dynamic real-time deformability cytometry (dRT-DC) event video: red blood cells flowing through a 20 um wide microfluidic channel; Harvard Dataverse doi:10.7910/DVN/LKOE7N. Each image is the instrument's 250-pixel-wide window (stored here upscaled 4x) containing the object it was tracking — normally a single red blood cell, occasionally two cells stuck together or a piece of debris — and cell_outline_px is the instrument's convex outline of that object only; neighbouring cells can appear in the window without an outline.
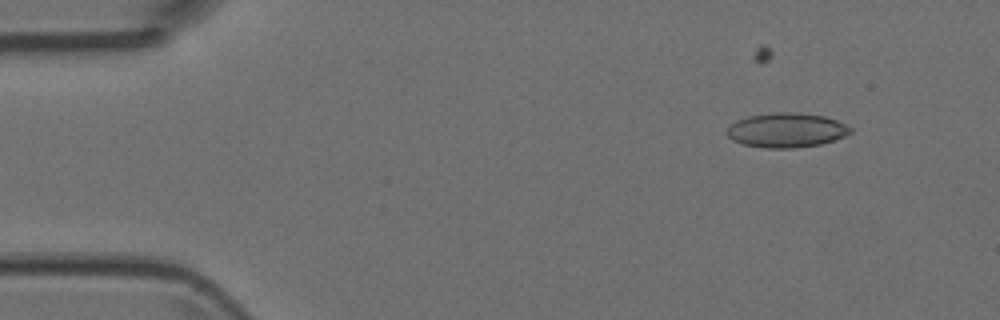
{"species": "Egyptian fruit bat (a non-hibernating species)", "species_latin": "Rousettus aegyptiacus", "temperature_condition": "room temperature", "stored_images_in_passage": 5, "segment_of_instrument_passage": [2, 2], "camera_frame_rate_fps": 3000, "um_per_image_px": 0.085, "animal": {"sex": "female"}, "frame": {"image": 1, "passage_image": 5, "time_ms": 1.333, "image_size_px": [1000, 320], "cell_outline_px": [[852, 132], [844, 136], [820, 144], [792, 148], [768, 148], [744, 144], [732, 140], [724, 132], [736, 120], [748, 116], [776, 112], [796, 112], [824, 116], [836, 120], [852, 128]], "centroid_in_image_um": [66.83, 11.06], "position_along_channel_um": 18.2, "area_um2": 24.68}}